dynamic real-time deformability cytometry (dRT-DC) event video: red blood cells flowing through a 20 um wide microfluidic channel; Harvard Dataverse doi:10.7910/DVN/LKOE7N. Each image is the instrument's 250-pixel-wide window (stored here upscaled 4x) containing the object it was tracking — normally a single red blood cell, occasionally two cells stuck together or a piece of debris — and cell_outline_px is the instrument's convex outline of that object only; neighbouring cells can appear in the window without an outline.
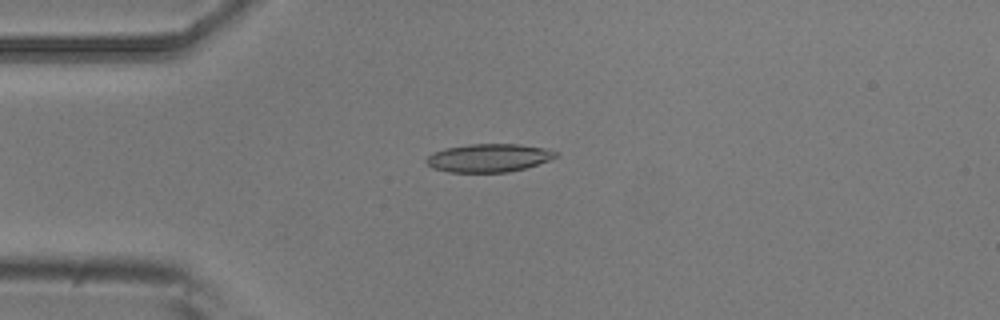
{"species": "common noctule bat (a hibernating species)", "species_latin": "Nyctalus noctula", "temperature_condition": "room temperature", "stored_images_in_passage": 5, "camera_frame_rate_fps": 3000, "um_per_image_px": 0.085, "animal": {"sex": "male", "body_mass_g": 20.5, "forearm_length_mm": 52.5}, "frame": {"image": 1, "passage_image": 1, "time_ms": 0.0, "image_size_px": [1000, 320], "cell_outline_px": [[560, 156], [524, 168], [508, 172], [448, 172], [432, 168], [424, 160], [432, 152], [444, 148], [468, 144], [520, 144], [544, 148], [560, 152]], "centroid_in_image_um": [41.53, 13.41], "position_along_channel_um": 43.5, "area_um2": 21.39}}
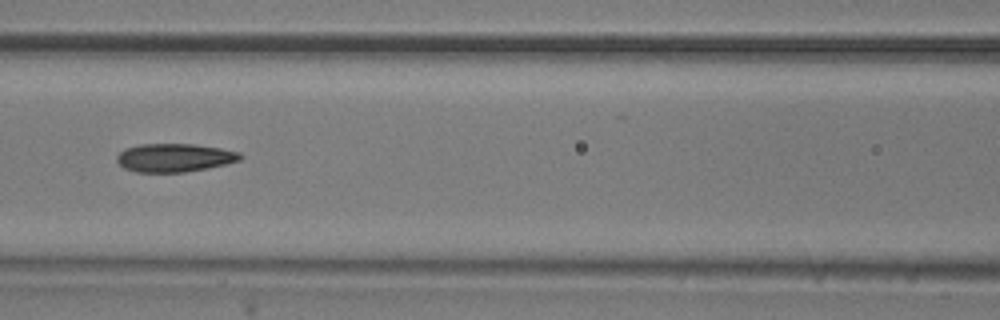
{"frame": {"image": 2, "passage_image": 4, "time_ms": 1.0, "image_size_px": [1000, 320], "cell_outline_px": [[244, 156], [240, 160], [208, 168], [184, 172], [136, 172], [124, 168], [116, 160], [116, 156], [124, 148], [140, 144], [196, 144], [220, 148], [240, 152]], "centroid_in_image_um": [14.82, 13.4], "position_along_channel_um": 151.8, "area_um2": 20.46}}
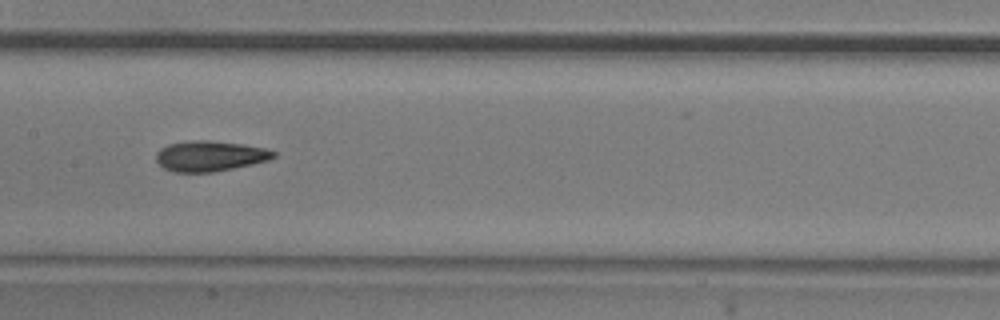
{"frame": {"image": 3, "passage_image": 5, "time_ms": 1.333, "image_size_px": [1000, 320], "cell_outline_px": [[276, 156], [268, 160], [252, 164], [212, 172], [176, 172], [164, 168], [156, 160], [156, 152], [160, 148], [168, 144], [192, 140], [208, 140], [244, 144], [264, 148], [276, 152]], "centroid_in_image_um": [17.83, 13.25], "position_along_channel_um": 189.6, "area_um2": 20.75}}